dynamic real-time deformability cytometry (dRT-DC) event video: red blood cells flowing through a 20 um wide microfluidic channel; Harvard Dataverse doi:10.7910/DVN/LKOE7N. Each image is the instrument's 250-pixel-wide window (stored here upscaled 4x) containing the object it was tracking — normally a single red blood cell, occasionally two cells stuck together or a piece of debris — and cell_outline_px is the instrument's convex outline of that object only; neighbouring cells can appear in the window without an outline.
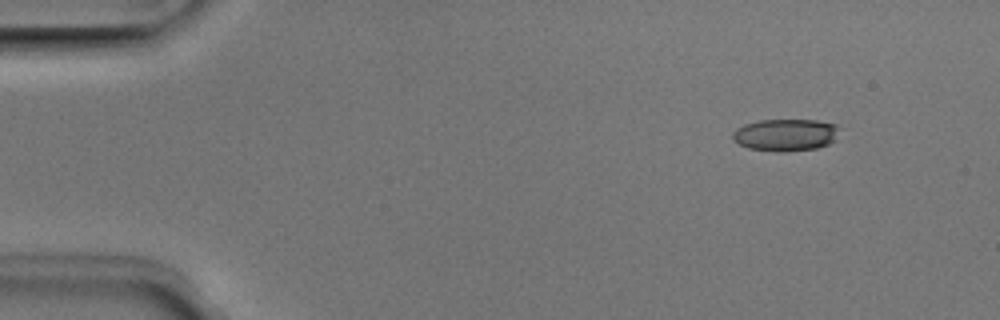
{"species": "Egyptian fruit bat (a non-hibernating species)", "species_latin": "Rousettus aegyptiacus", "temperature_condition": "room temperature", "stored_images_in_passage": 4, "camera_frame_rate_fps": 3000, "um_per_image_px": 0.085, "animal": {"sex": "male"}, "frame": {"image": 1, "passage_image": 1, "time_ms": 0.0, "image_size_px": [1000, 320], "cell_outline_px": [[840, 124], [836, 140], [828, 144], [816, 148], [784, 152], [776, 152], [748, 148], [732, 140], [732, 132], [736, 128], [744, 124], [760, 120], [816, 120]], "centroid_in_image_um": [66.79, 11.46], "position_along_channel_um": 18.2, "area_um2": 20.29}}
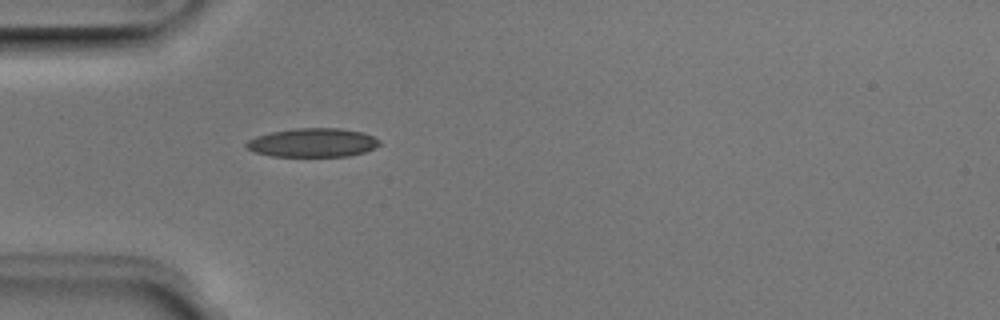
{"frame": {"image": 2, "passage_image": 4, "time_ms": 1.0, "image_size_px": [1000, 320], "cell_outline_px": [[380, 144], [376, 148], [364, 152], [348, 156], [272, 156], [256, 152], [248, 148], [244, 144], [248, 140], [256, 136], [272, 132], [296, 128], [340, 128], [364, 132], [380, 140]], "centroid_in_image_um": [26.62, 12.12], "position_along_channel_um": 58.4, "area_um2": 22.31}}